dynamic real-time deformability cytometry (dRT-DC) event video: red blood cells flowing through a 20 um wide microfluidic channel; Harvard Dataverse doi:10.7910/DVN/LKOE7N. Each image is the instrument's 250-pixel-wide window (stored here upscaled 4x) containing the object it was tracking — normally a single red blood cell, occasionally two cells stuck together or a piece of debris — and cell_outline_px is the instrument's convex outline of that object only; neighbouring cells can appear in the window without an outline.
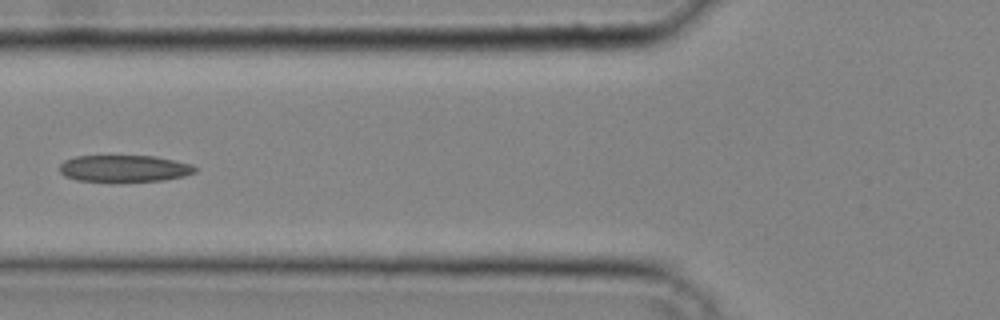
{"species": "common noctule bat (a hibernating species)", "species_latin": "Nyctalus noctula", "temperature_condition": "cold", "stored_images_in_passage": 15, "camera_frame_rate_fps": 3000, "um_per_image_px": 0.085, "animal": {"sex": "male", "body_mass_g": 20.4}, "frame": {"image": 1, "passage_image": 7, "time_ms": 2.0, "image_size_px": [1000, 320], "cell_outline_px": [[196, 172], [184, 176], [164, 180], [76, 180], [64, 176], [60, 172], [60, 164], [64, 160], [76, 156], [156, 156], [192, 164], [196, 168]], "centroid_in_image_um": [10.57, 14.3], "position_along_channel_um": 115.2, "area_um2": 20.75}}
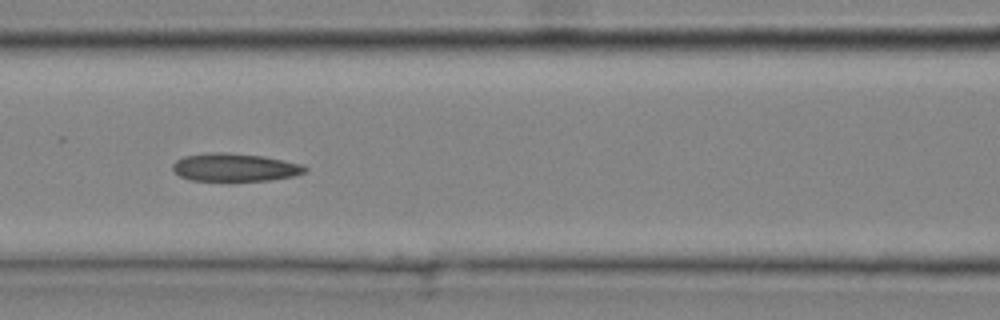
{"frame": {"image": 2, "passage_image": 9, "time_ms": 2.667, "image_size_px": [1000, 320], "cell_outline_px": [[308, 168], [304, 172], [292, 176], [268, 180], [192, 180], [180, 176], [172, 168], [172, 164], [176, 160], [184, 156], [208, 152], [224, 152], [264, 156], [284, 160], [300, 164]], "centroid_in_image_um": [19.93, 14.21], "position_along_channel_um": 146.7, "area_um2": 21.33}}
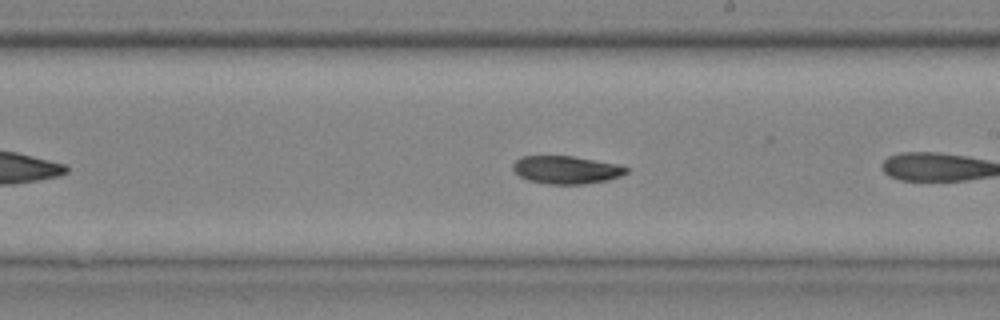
{"frame": {"image": 3, "passage_image": 13, "time_ms": 4.0, "image_size_px": [1000, 320], "cell_outline_px": [[628, 172], [620, 176], [608, 180], [584, 184], [548, 184], [528, 180], [520, 176], [512, 168], [512, 164], [520, 156], [572, 156], [620, 164], [628, 168]], "centroid_in_image_um": [48.14, 14.43], "position_along_channel_um": 240.9, "area_um2": 18.5}}